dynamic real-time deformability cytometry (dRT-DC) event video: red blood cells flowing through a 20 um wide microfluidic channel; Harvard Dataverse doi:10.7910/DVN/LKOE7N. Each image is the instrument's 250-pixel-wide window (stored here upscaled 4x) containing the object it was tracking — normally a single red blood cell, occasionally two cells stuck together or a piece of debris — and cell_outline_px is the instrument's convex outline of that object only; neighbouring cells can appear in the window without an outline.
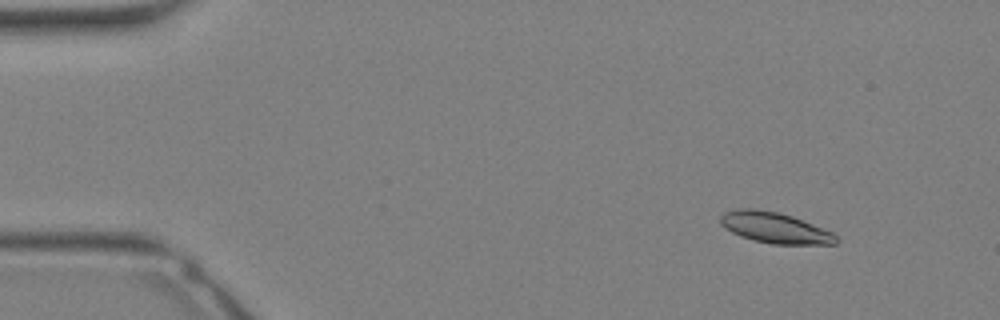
{"species": "Egyptian fruit bat (a non-hibernating species)", "species_latin": "Rousettus aegyptiacus", "temperature_condition": "warm", "stored_images_in_passage": 33, "camera_frame_rate_fps": 3000, "um_per_image_px": 0.085, "animal": {"sex": "female"}, "frame": {"image": 1, "passage_image": 3, "time_ms": 0.667, "image_size_px": [1000, 320], "cell_outline_px": [[840, 240], [836, 244], [772, 244], [752, 240], [740, 236], [724, 228], [720, 224], [720, 216], [724, 212], [740, 208], [756, 208], [776, 212], [792, 216], [832, 232]], "centroid_in_image_um": [65.83, 19.36], "position_along_channel_um": 19.2, "area_um2": 20.81}}
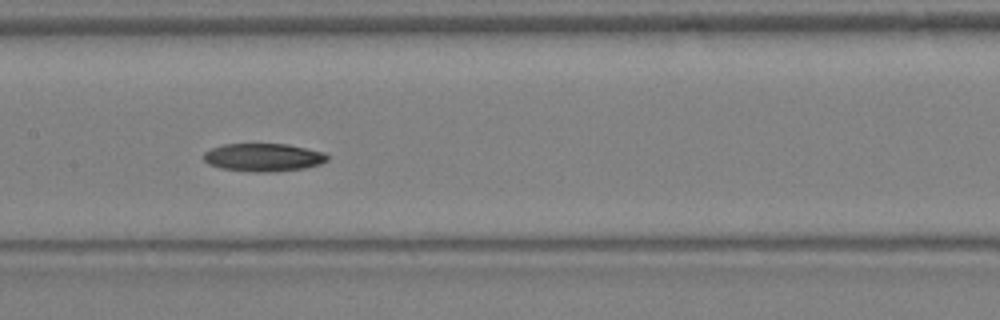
{"frame": {"image": 2, "passage_image": 16, "time_ms": 5.0, "image_size_px": [1000, 320], "cell_outline_px": [[328, 160], [320, 164], [304, 168], [268, 172], [256, 172], [220, 168], [208, 164], [204, 160], [204, 152], [212, 148], [224, 144], [288, 144], [324, 152], [328, 156]], "centroid_in_image_um": [22.38, 13.37], "position_along_channel_um": 185.0, "area_um2": 20.11}}
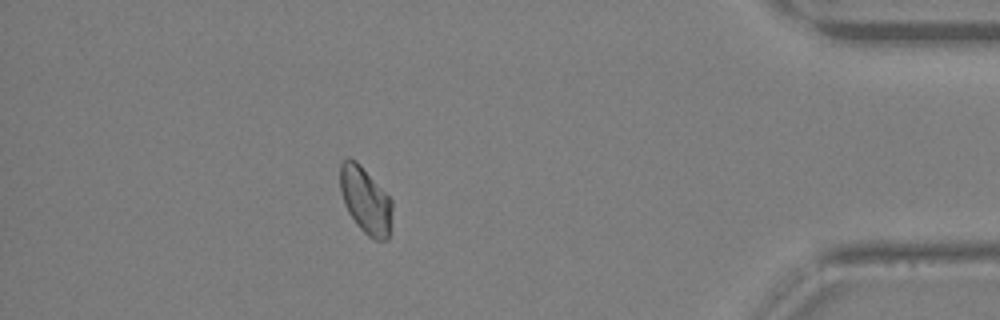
{"frame": {"image": 3, "passage_image": 29, "time_ms": 9.333, "image_size_px": [1000, 320], "cell_outline_px": [[392, 208], [388, 240], [376, 240], [368, 236], [356, 224], [348, 212], [344, 204], [340, 192], [340, 164], [348, 156], [356, 160], [360, 164], [392, 200]], "centroid_in_image_um": [31.04, 17.01], "position_along_channel_um": 404.2, "area_um2": 20.17}}